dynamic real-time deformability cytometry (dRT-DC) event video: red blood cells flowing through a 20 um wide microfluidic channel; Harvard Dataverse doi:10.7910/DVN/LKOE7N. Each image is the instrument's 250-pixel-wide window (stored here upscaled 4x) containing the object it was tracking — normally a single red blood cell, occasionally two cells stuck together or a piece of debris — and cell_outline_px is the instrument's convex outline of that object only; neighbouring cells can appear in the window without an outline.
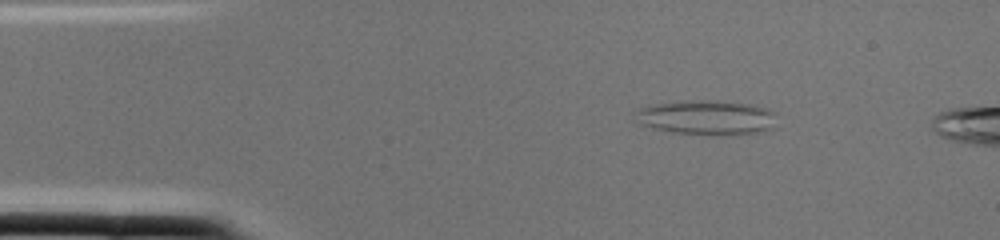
{"species": "common noctule bat (a hibernating species)", "species_latin": "Nyctalus noctula", "temperature_condition": "cold", "stored_images_in_passage": 2, "camera_frame_rate_fps": 3000, "um_per_image_px": 0.085, "animal": {"sex": "female", "body_mass_g": 22.0, "forearm_length_mm": 56.7}, "frame": {"image": 1, "passage_image": 1, "time_ms": 0.0, "image_size_px": [1000, 240], "cell_outline_px": [[776, 112], [772, 128], [756, 132], [732, 136], [672, 132], [640, 124], [636, 112], [640, 108], [656, 104], [688, 100], [716, 100], [752, 104], [768, 108]], "centroid_in_image_um": [60.14, 9.98], "position_along_channel_um": 24.9, "area_um2": 28.44}}